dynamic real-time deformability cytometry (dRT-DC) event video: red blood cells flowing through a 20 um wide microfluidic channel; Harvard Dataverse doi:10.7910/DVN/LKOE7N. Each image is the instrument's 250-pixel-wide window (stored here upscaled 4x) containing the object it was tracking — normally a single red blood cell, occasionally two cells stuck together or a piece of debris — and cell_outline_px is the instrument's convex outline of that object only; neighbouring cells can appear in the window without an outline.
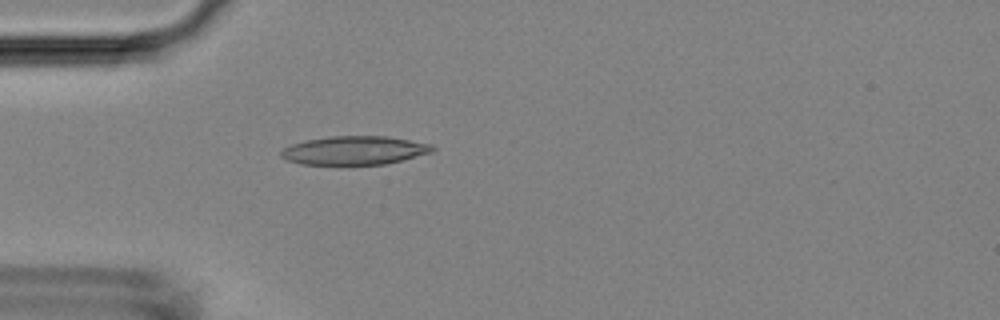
{"species": "Egyptian fruit bat (a non-hibernating species)", "species_latin": "Rousettus aegyptiacus", "temperature_condition": "room temperature", "stored_images_in_passage": 5, "camera_frame_rate_fps": 3000, "um_per_image_px": 0.085, "animal": {"sex": "female"}, "frame": {"image": 1, "passage_image": 5, "time_ms": 4.333, "image_size_px": [1000, 320], "cell_outline_px": [[436, 148], [432, 152], [384, 164], [352, 168], [340, 168], [300, 164], [284, 160], [280, 156], [280, 152], [284, 148], [292, 144], [304, 140], [332, 136], [388, 136], [432, 144]], "centroid_in_image_um": [30.05, 12.84], "position_along_channel_um": 55.0, "area_um2": 26.59}}